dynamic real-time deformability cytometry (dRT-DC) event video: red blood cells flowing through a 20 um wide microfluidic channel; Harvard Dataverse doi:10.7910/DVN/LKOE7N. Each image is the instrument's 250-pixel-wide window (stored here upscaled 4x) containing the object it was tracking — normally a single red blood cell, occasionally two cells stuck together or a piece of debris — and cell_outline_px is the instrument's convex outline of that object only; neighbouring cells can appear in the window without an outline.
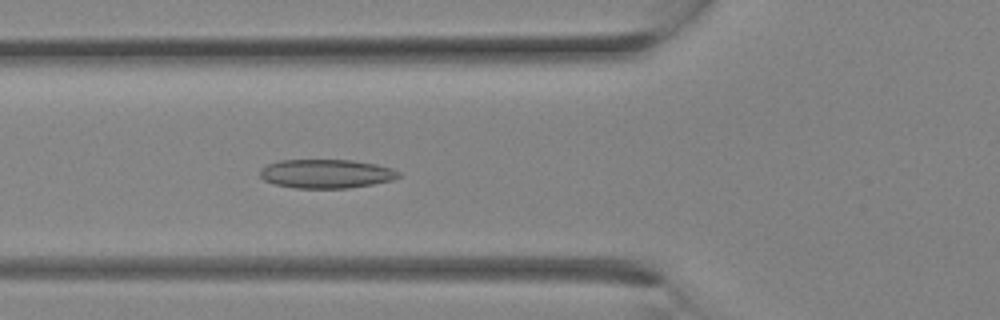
{"species": "Egyptian fruit bat (a non-hibernating species)", "species_latin": "Rousettus aegyptiacus", "temperature_condition": "room temperature", "stored_images_in_passage": 10, "camera_frame_rate_fps": 3000, "um_per_image_px": 0.085, "animal": {"sex": "female"}, "frame": {"image": 1, "passage_image": 10, "time_ms": 3.0, "image_size_px": [1000, 320], "cell_outline_px": [[400, 176], [392, 180], [372, 184], [348, 188], [296, 188], [276, 184], [264, 180], [260, 176], [260, 168], [268, 164], [280, 160], [352, 160], [376, 164], [392, 168], [400, 172]], "centroid_in_image_um": [27.73, 14.76], "position_along_channel_um": 98.1, "area_um2": 23.29}}